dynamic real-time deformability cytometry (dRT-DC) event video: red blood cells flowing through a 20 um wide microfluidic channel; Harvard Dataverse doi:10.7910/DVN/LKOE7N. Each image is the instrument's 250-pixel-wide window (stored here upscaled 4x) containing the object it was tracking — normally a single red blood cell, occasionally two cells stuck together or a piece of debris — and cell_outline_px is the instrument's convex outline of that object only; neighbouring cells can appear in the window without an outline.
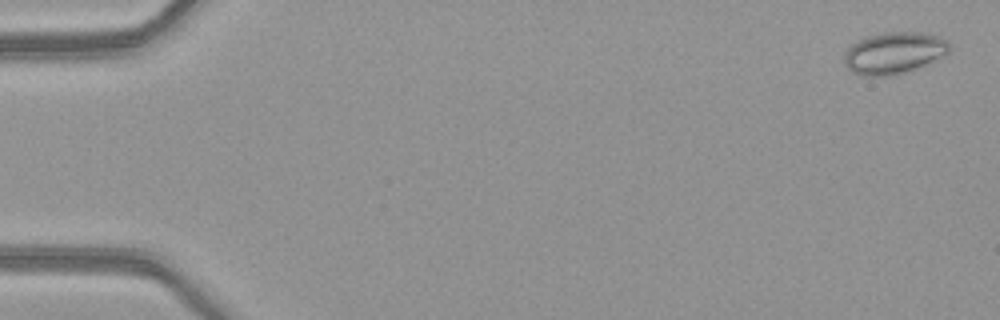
{"species": "common noctule bat (a hibernating species)", "species_latin": "Nyctalus noctula", "temperature_condition": "warm", "stored_images_in_passage": 4, "camera_frame_rate_fps": 3000, "um_per_image_px": 0.085, "animal": {"sex": "female", "body_mass_g": 21.9}, "frame": {"image": 1, "passage_image": 1, "time_ms": 0.0, "image_size_px": [1000, 320], "cell_outline_px": [[952, 48], [944, 56], [908, 72], [896, 76], [860, 76], [852, 72], [844, 64], [844, 52], [852, 44], [868, 36], [888, 32], [920, 32], [940, 36], [948, 40]], "centroid_in_image_um": [76.01, 4.52], "position_along_channel_um": 9.0, "area_um2": 25.95}}